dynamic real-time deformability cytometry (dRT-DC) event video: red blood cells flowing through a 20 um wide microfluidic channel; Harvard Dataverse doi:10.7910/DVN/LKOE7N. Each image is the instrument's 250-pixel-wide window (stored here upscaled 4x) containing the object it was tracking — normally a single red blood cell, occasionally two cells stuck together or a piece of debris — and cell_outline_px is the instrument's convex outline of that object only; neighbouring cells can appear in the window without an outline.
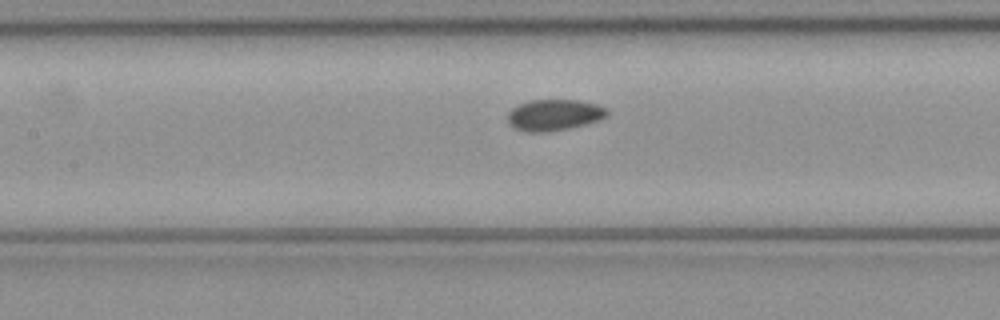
{"species": "common noctule bat (a hibernating species)", "species_latin": "Nyctalus noctula", "temperature_condition": "cold", "stored_images_in_passage": 8, "segment_of_instrument_passage": [1, 2], "camera_frame_rate_fps": 3000, "um_per_image_px": 0.085, "animal": {"sex": "female", "body_mass_g": 21.9}, "frame": {"image": 1, "passage_image": 6, "time_ms": 1.667, "image_size_px": [1000, 320], "cell_outline_px": [[608, 116], [600, 120], [568, 128], [544, 132], [528, 132], [516, 128], [508, 124], [508, 112], [512, 108], [520, 104], [532, 100], [580, 100], [596, 104], [608, 108]], "centroid_in_image_um": [47.13, 9.76], "position_along_channel_um": 160.3, "area_um2": 18.03}}
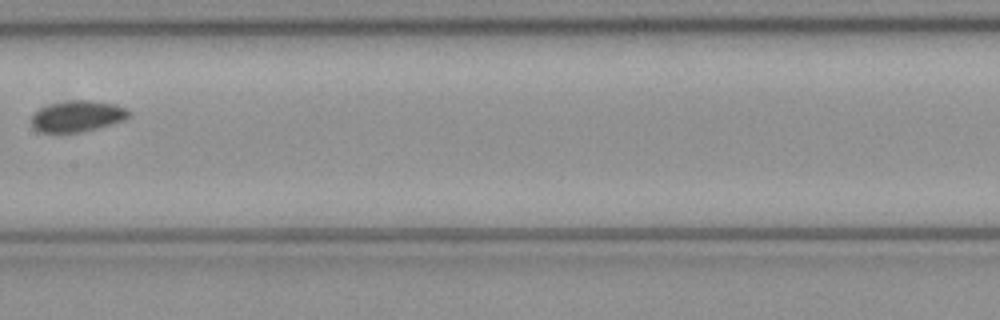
{"frame": {"image": 2, "passage_image": 7, "time_ms": 2.0, "image_size_px": [1000, 320], "cell_outline_px": [[132, 112], [124, 120], [112, 124], [80, 132], [40, 132], [32, 128], [32, 116], [40, 108], [48, 104], [72, 100], [92, 100], [116, 104], [128, 108]], "centroid_in_image_um": [6.6, 9.86], "position_along_channel_um": 200.8, "area_um2": 17.74}}